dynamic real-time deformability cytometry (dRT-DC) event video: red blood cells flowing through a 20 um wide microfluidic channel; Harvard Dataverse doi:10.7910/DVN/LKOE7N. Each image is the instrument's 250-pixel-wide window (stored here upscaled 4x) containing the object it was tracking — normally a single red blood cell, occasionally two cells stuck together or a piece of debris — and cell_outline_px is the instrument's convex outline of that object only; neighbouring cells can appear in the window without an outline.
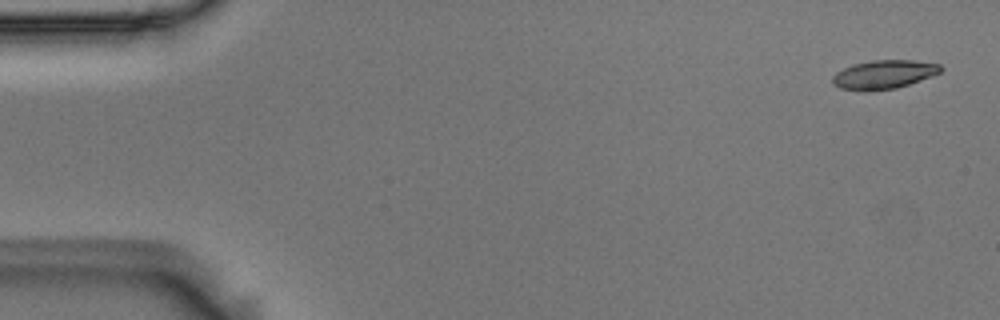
{"species": "Egyptian fruit bat (a non-hibernating species)", "species_latin": "Rousettus aegyptiacus", "temperature_condition": "room temperature", "stored_images_in_passage": 5, "segment_of_instrument_passage": [1, 2], "camera_frame_rate_fps": 3000, "um_per_image_px": 0.085, "animal": {"sex": "male"}, "frame": {"image": 1, "passage_image": 1, "time_ms": 0.0, "image_size_px": [1000, 320], "cell_outline_px": [[944, 68], [940, 72], [932, 76], [896, 88], [868, 92], [840, 88], [832, 84], [832, 76], [836, 72], [852, 64], [872, 60], [916, 60], [940, 64]], "centroid_in_image_um": [75.11, 6.33], "position_along_channel_um": 9.9, "area_um2": 18.32}}
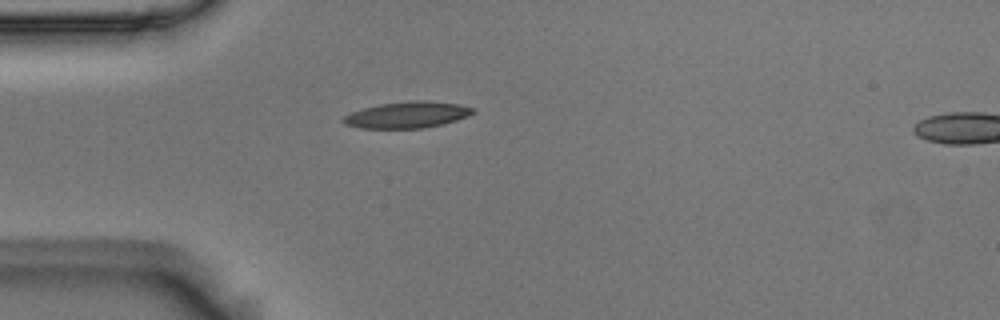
{"frame": {"image": 2, "passage_image": 4, "time_ms": 1.0, "image_size_px": [1000, 320], "cell_outline_px": [[476, 108], [468, 116], [456, 120], [424, 128], [360, 128], [344, 124], [340, 120], [344, 116], [352, 112], [364, 108], [380, 104], [412, 100], [424, 100], [460, 104]], "centroid_in_image_um": [34.6, 9.75], "position_along_channel_um": 50.4, "area_um2": 19.83}}